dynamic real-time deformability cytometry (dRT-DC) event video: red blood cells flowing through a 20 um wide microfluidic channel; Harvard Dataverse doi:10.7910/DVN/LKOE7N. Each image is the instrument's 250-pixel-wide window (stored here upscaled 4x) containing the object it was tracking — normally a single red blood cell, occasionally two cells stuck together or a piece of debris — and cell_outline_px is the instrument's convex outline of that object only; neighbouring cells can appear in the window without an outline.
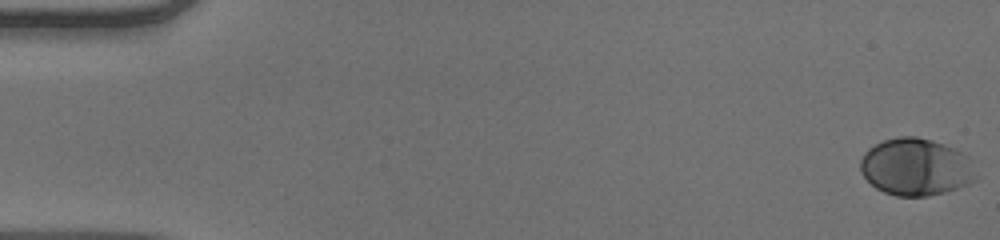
{"species": "human", "species_latin": "Homo sapiens", "temperature_condition": "warm", "stored_images_in_passage": 53, "camera_frame_rate_fps": 3000, "um_per_image_px": 0.085, "donor": {"sex": "male"}, "frame": {"image": 1, "passage_image": 1, "time_ms": 0.0, "image_size_px": [1000, 240], "cell_outline_px": [[976, 180], [968, 184], [944, 192], [928, 196], [896, 196], [884, 192], [876, 188], [860, 172], [860, 160], [864, 152], [868, 148], [884, 140], [900, 136], [916, 136], [932, 140], [944, 144], [968, 156], [976, 176]], "centroid_in_image_um": [77.82, 14.19], "position_along_channel_um": 7.2, "area_um2": 38.44}}
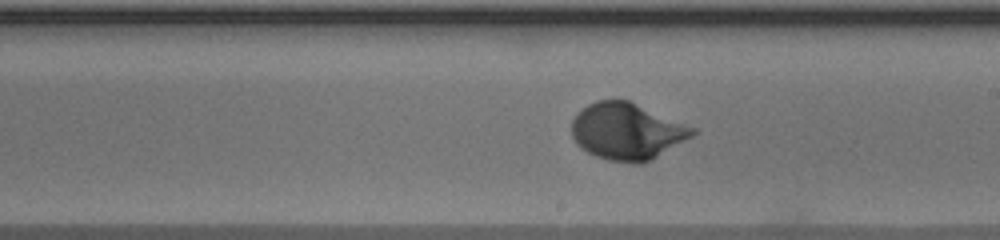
{"frame": {"image": 2, "passage_image": 31, "time_ms": 10.0, "image_size_px": [1000, 240], "cell_outline_px": [[700, 132], [652, 160], [640, 164], [632, 164], [608, 160], [596, 156], [588, 152], [576, 144], [572, 136], [572, 120], [576, 112], [588, 104], [596, 100], [628, 100], [696, 128]], "centroid_in_image_um": [53.3, 11.18], "position_along_channel_um": 235.7, "area_um2": 40.23}}
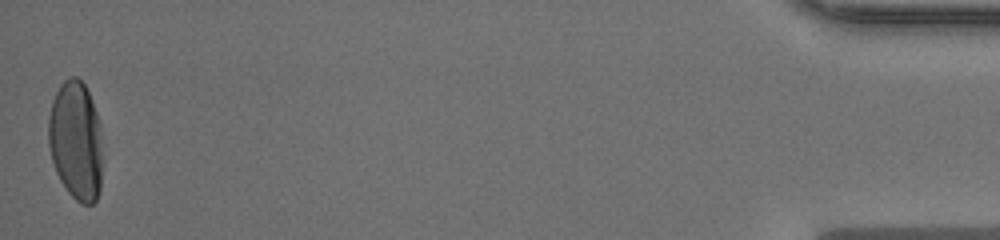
{"frame": {"image": 3, "passage_image": 53, "time_ms": 17.333, "image_size_px": [1000, 240], "cell_outline_px": [[100, 188], [96, 200], [92, 204], [80, 204], [68, 192], [60, 180], [56, 172], [52, 160], [48, 144], [48, 116], [52, 100], [60, 84], [64, 80], [72, 76], [76, 76], [84, 84], [92, 100], [100, 124]], "centroid_in_image_um": [6.42, 11.94], "position_along_channel_um": 428.8, "area_um2": 37.4}, "authors_computed_cell_mechanics": {"area_um2": 37.281, "velocity_mm_per_s": 3.8894, "shape_relaxation_time_tau1_ms": 2.5768, "shape_relaxation_time_tau2_ms": null, "deformation_change_tau1": 0.1739, "deformation_change_tau2": null}}